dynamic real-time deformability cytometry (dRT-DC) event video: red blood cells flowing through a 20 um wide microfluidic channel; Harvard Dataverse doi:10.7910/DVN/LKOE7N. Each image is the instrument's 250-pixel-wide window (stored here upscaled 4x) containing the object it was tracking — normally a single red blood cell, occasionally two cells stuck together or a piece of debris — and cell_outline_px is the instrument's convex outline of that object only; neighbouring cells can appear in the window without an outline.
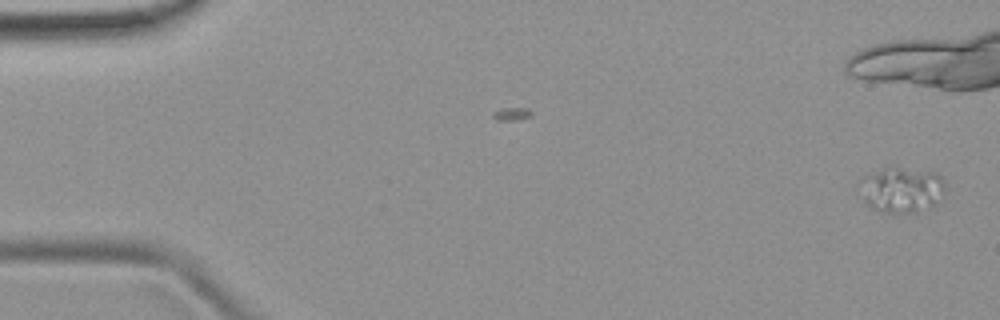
{"species": "common noctule bat (a hibernating species)", "species_latin": "Nyctalus noctula", "temperature_condition": "room temperature", "stored_images_in_passage": 15, "camera_frame_rate_fps": 3000, "um_per_image_px": 0.085, "animal": {"sex": "female", "body_mass_g": 19.9}, "frame": {"image": 1, "passage_image": 1, "time_ms": 0.0, "image_size_px": [1000, 320], "cell_outline_px": [[944, 192], [932, 204], [916, 212], [888, 212], [876, 208], [868, 204], [864, 200], [856, 184], [864, 176], [884, 168], [900, 168], [936, 172], [940, 176], [944, 184]], "centroid_in_image_um": [76.58, 16.1], "position_along_channel_um": 8.4, "area_um2": 22.02}}
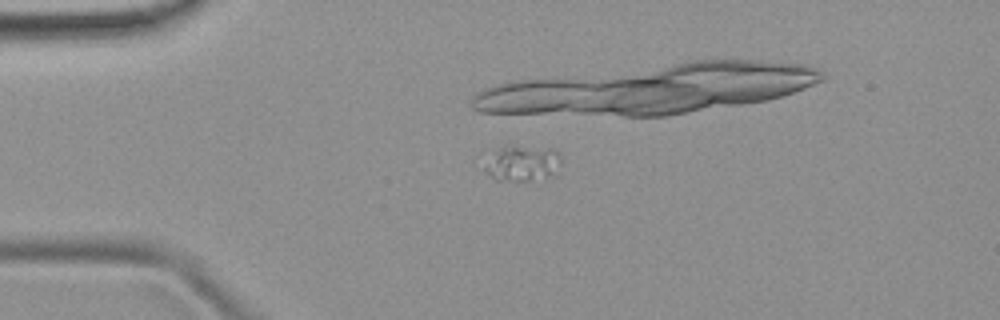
{"frame": {"image": 2, "passage_image": 12, "time_ms": 3.667, "image_size_px": [1000, 320], "cell_outline_px": [[560, 164], [556, 176], [532, 180], [496, 180], [484, 168], [496, 152], [504, 144], [552, 148], [556, 152], [560, 160]], "centroid_in_image_um": [44.49, 13.87], "position_along_channel_um": 40.5, "area_um2": 15.78}}